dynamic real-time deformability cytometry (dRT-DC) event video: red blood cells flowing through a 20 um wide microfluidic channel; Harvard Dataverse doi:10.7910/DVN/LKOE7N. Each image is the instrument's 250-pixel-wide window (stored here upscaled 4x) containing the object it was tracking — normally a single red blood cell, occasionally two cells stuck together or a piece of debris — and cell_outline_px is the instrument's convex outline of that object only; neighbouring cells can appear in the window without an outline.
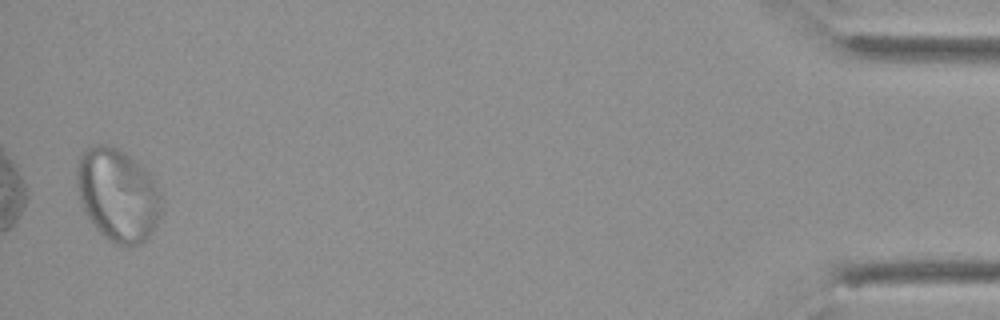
{"species": "Egyptian fruit bat (a non-hibernating species)", "species_latin": "Rousettus aegyptiacus", "temperature_condition": "cold", "stored_images_in_passage": 41, "segment_of_instrument_passage": [2, 2], "camera_frame_rate_fps": 3000, "um_per_image_px": 0.085, "animal": {"sex": "female"}, "frame": {"image": 1, "passage_image": 39, "time_ms": 12.667, "image_size_px": [1000, 320], "cell_outline_px": [[164, 200], [160, 216], [152, 232], [140, 244], [128, 248], [116, 244], [108, 240], [92, 224], [80, 200], [76, 180], [76, 168], [80, 156], [92, 144], [112, 144], [120, 148], [144, 168], [148, 172], [160, 192]], "centroid_in_image_um": [10.02, 16.56], "position_along_channel_um": 425.2, "area_um2": 46.24}}